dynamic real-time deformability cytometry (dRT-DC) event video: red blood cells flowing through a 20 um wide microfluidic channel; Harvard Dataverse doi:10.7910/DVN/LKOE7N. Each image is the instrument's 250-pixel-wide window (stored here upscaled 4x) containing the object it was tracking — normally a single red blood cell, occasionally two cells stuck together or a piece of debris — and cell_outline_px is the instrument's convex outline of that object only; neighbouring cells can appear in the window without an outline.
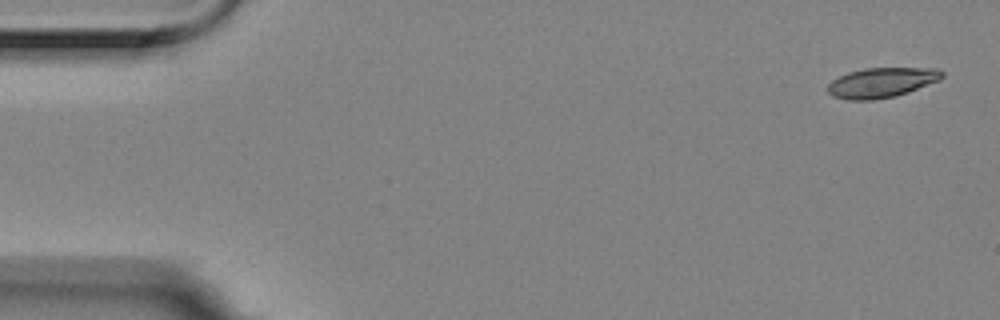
{"species": "Egyptian fruit bat (a non-hibernating species)", "species_latin": "Rousettus aegyptiacus", "temperature_condition": "room temperature", "stored_images_in_passage": 5, "camera_frame_rate_fps": 3000, "um_per_image_px": 0.085, "animal": {"sex": "female"}, "frame": {"image": 1, "passage_image": 1, "time_ms": 0.0, "image_size_px": [1000, 320], "cell_outline_px": [[944, 76], [940, 80], [908, 92], [896, 96], [872, 100], [848, 100], [832, 96], [828, 92], [828, 84], [832, 80], [848, 72], [864, 68], [940, 68], [944, 72]], "centroid_in_image_um": [74.96, 7.01], "position_along_channel_um": 10.0, "area_um2": 20.06}}
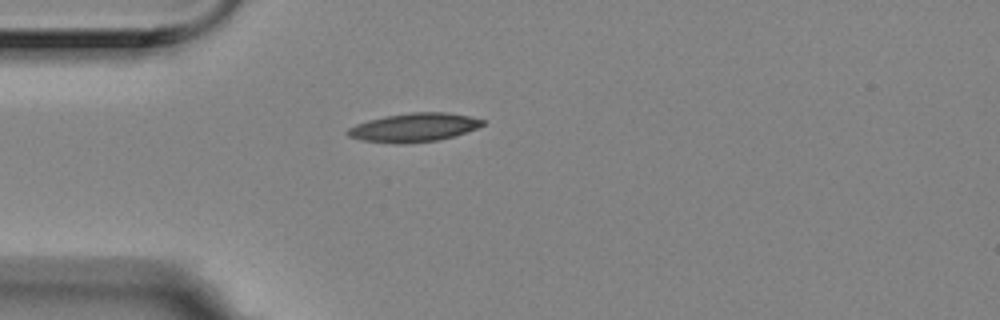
{"frame": {"image": 2, "passage_image": 5, "time_ms": 1.333, "image_size_px": [1000, 320], "cell_outline_px": [[484, 124], [476, 128], [452, 136], [436, 140], [400, 144], [392, 144], [360, 140], [348, 136], [344, 132], [348, 128], [356, 124], [368, 120], [384, 116], [408, 112], [448, 112], [468, 116], [484, 120]], "centroid_in_image_um": [35.11, 10.83], "position_along_channel_um": 49.9, "area_um2": 22.54}}